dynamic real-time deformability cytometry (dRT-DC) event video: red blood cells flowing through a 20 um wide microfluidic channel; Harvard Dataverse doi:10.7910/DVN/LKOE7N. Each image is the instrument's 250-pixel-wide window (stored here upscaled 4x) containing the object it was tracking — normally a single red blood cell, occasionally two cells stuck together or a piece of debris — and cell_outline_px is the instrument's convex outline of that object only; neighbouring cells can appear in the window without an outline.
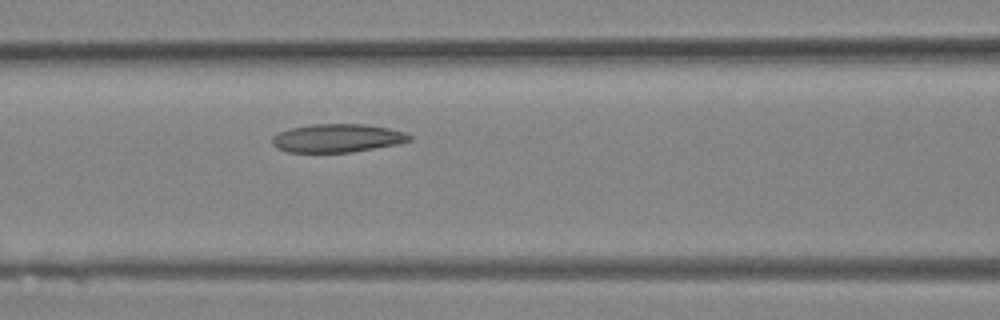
{"species": "Egyptian fruit bat (a non-hibernating species)", "species_latin": "Rousettus aegyptiacus", "temperature_condition": "room temperature", "stored_images_in_passage": 9, "camera_frame_rate_fps": 3000, "um_per_image_px": 0.085, "animal": {"sex": "female"}, "frame": {"image": 1, "passage_image": 9, "time_ms": 2.667, "image_size_px": [1000, 320], "cell_outline_px": [[412, 140], [396, 144], [352, 152], [288, 152], [276, 148], [272, 144], [272, 136], [280, 132], [292, 128], [312, 124], [364, 124], [388, 128], [404, 132], [412, 136]], "centroid_in_image_um": [28.66, 11.74], "position_along_channel_um": 137.9, "area_um2": 22.54}}